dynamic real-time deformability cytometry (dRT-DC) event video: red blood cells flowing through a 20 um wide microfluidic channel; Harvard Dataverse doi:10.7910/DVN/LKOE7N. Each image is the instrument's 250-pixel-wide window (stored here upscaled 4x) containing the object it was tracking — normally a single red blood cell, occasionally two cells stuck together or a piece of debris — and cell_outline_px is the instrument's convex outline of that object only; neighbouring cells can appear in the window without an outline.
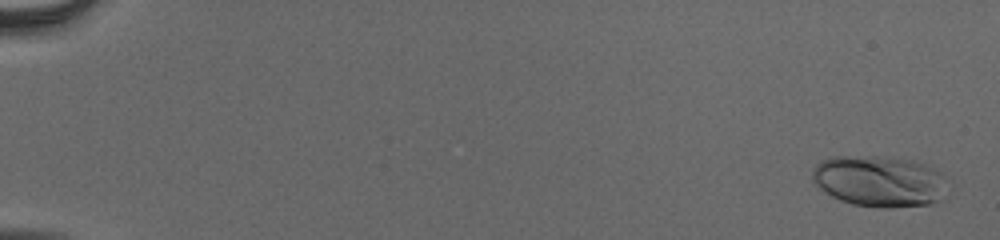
{"species": "human", "species_latin": "Homo sapiens", "temperature_condition": "cold", "stored_images_in_passage": 55, "camera_frame_rate_fps": 3000, "um_per_image_px": 0.085, "donor": {"sex": "male"}, "frame": {"image": 1, "passage_image": 2, "time_ms": 0.333, "image_size_px": [1000, 240], "cell_outline_px": [[944, 176], [940, 200], [928, 204], [892, 208], [884, 208], [852, 204], [840, 200], [832, 196], [820, 188], [812, 180], [812, 168], [820, 160], [832, 156], [880, 156], [908, 160], [924, 164], [940, 172]], "centroid_in_image_um": [74.66, 15.39], "position_along_channel_um": 10.3, "area_um2": 40.0}}
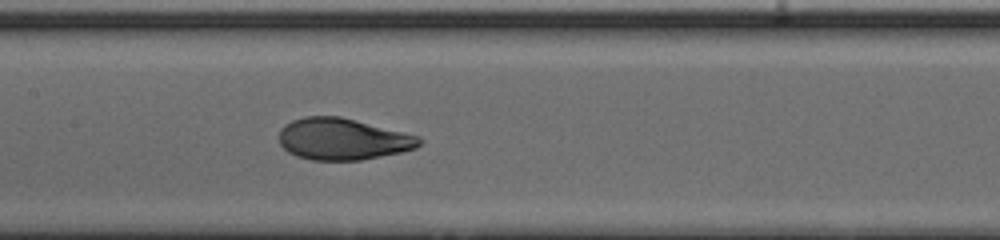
{"frame": {"image": 2, "passage_image": 30, "time_ms": 9.667, "image_size_px": [1000, 240], "cell_outline_px": [[424, 140], [416, 148], [400, 152], [360, 160], [312, 160], [296, 156], [288, 152], [280, 144], [280, 128], [284, 124], [292, 120], [304, 116], [340, 116], [420, 136]], "centroid_in_image_um": [29.12, 11.81], "position_along_channel_um": 178.3, "area_um2": 34.04}}
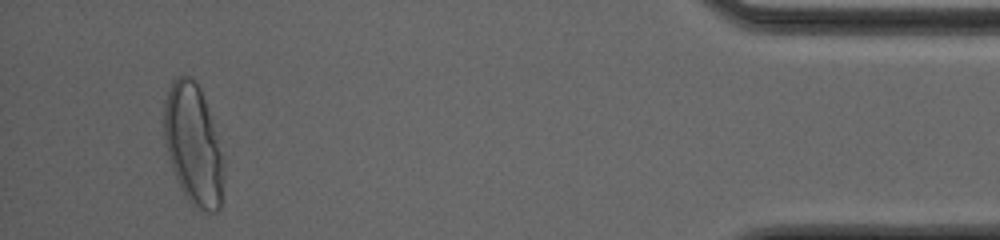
{"frame": {"image": 3, "passage_image": 53, "time_ms": 17.333, "image_size_px": [1000, 240], "cell_outline_px": [[224, 176], [220, 208], [216, 212], [208, 212], [192, 204], [188, 200], [180, 188], [176, 180], [168, 156], [164, 140], [164, 100], [172, 80], [176, 76], [188, 76], [196, 80], [200, 88], [224, 156]], "centroid_in_image_um": [16.43, 12.3], "position_along_channel_um": 418.8, "area_um2": 42.14}, "authors_computed_cell_mechanics": {"area_um2": 34.4488, "velocity_mm_per_s": 3.8835, "shape_relaxation_time_tau1_ms": 4.1707, "shape_relaxation_time_tau2_ms": null, "deformation_change_tau1": 0.196, "deformation_change_tau2": null}}